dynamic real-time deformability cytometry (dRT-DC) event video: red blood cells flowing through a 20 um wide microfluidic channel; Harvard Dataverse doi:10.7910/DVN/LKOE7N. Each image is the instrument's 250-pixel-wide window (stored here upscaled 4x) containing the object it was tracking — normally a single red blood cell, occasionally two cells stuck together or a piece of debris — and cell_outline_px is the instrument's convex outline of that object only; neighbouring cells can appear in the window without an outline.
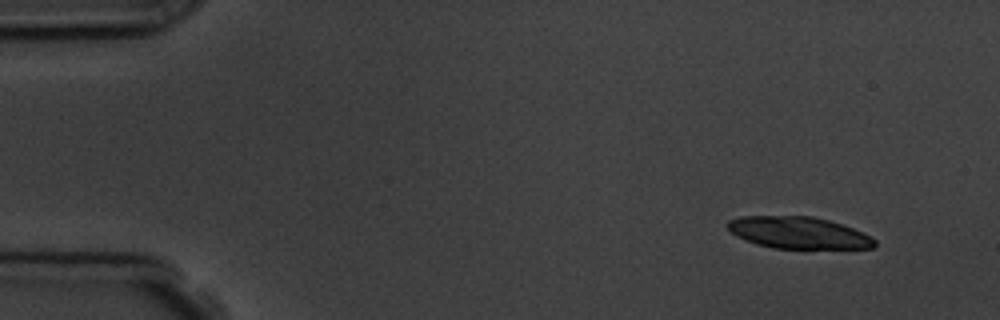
{"species": "common noctule bat (a hibernating species)", "species_latin": "Nyctalus noctula", "temperature_condition": "room temperature", "stored_images_in_passage": 4, "camera_frame_rate_fps": 3000, "um_per_image_px": 0.085, "animal": {"sex": "male", "body_mass_g": 19.5, "forearm_length_mm": 54.6}, "frame": {"image": 1, "passage_image": 1, "time_ms": 0.0, "image_size_px": [1000, 320], "cell_outline_px": [[876, 244], [872, 248], [772, 248], [756, 244], [744, 240], [736, 236], [724, 224], [728, 220], [740, 216], [812, 216], [828, 220], [864, 232], [872, 236], [876, 240]], "centroid_in_image_um": [67.84, 19.78], "position_along_channel_um": 17.2, "area_um2": 27.34}}